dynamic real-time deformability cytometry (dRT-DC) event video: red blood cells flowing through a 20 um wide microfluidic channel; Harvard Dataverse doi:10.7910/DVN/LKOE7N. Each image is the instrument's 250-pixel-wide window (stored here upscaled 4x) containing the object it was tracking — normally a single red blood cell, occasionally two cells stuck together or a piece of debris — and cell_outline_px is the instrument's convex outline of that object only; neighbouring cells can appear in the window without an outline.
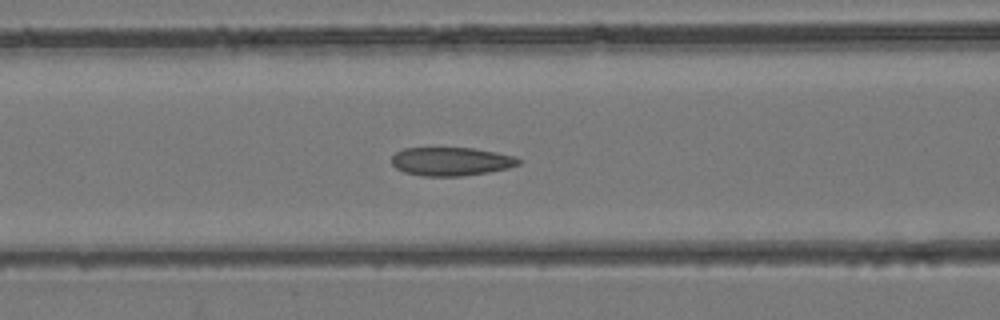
{"species": "common noctule bat (a hibernating species)", "species_latin": "Nyctalus noctula", "temperature_condition": "room temperature", "stored_images_in_passage": 28, "camera_frame_rate_fps": 3000, "um_per_image_px": 0.085, "animal": {"sex": "female", "body_mass_g": 24.6, "forearm_length_mm": 56.2}, "frame": {"image": 1, "passage_image": 9, "time_ms": 2.667, "image_size_px": [1000, 320], "cell_outline_px": [[520, 164], [508, 168], [488, 172], [460, 176], [424, 176], [404, 172], [396, 168], [392, 164], [392, 156], [396, 152], [404, 148], [472, 148], [496, 152], [516, 156], [520, 160]], "centroid_in_image_um": [38.35, 13.72], "position_along_channel_um": 128.3, "area_um2": 21.04}}
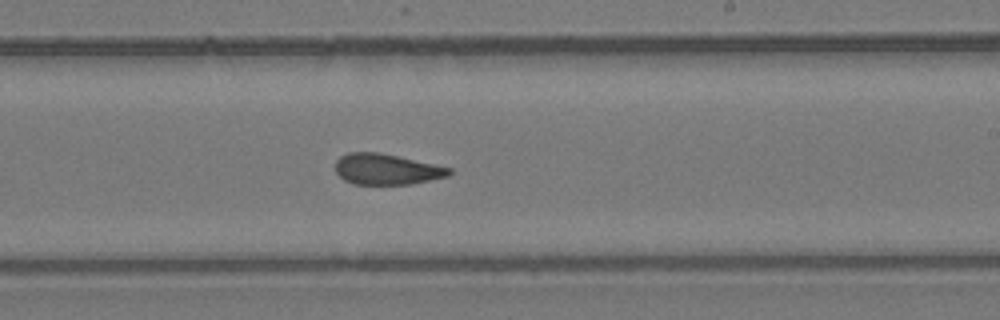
{"frame": {"image": 2, "passage_image": 17, "time_ms": 5.333, "image_size_px": [1000, 320], "cell_outline_px": [[452, 172], [448, 176], [412, 184], [352, 184], [344, 180], [336, 172], [336, 160], [340, 156], [348, 152], [376, 152], [396, 156], [452, 168]], "centroid_in_image_um": [32.84, 14.39], "position_along_channel_um": 256.2, "area_um2": 20.29}}
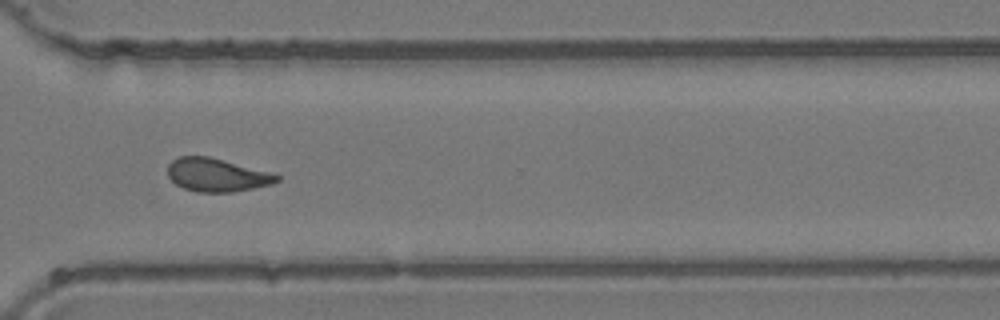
{"frame": {"image": 3, "passage_image": 23, "time_ms": 7.333, "image_size_px": [1000, 320], "cell_outline_px": [[280, 180], [272, 184], [232, 192], [196, 192], [184, 188], [176, 184], [168, 176], [168, 164], [172, 160], [180, 156], [208, 156], [268, 172], [280, 176]], "centroid_in_image_um": [18.39, 14.88], "position_along_channel_um": 352.2, "area_um2": 20.87}}